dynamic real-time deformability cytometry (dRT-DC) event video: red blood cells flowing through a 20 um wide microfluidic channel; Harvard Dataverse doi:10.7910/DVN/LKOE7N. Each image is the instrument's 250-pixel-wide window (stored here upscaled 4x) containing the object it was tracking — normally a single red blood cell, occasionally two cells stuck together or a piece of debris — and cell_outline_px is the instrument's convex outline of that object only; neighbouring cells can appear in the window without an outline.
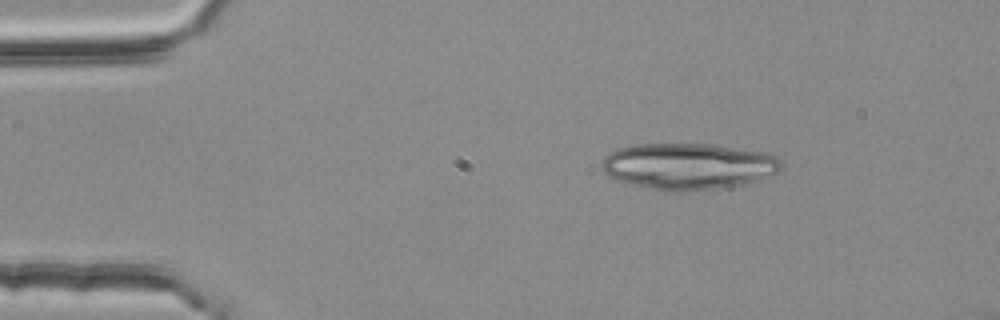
{"species": "common noctule bat (a hibernating species)", "species_latin": "Nyctalus noctula", "temperature_condition": "room temperature", "stored_images_in_passage": 2, "camera_frame_rate_fps": 3000, "um_per_image_px": 0.085, "animal": {"sex": "female", "body_mass_g": 25.1}, "frame": {"image": 1, "passage_image": 1, "time_ms": 0.0, "image_size_px": [1000, 320], "cell_outline_px": [[784, 168], [780, 172], [760, 180], [748, 184], [716, 188], [652, 188], [616, 180], [608, 176], [604, 172], [600, 164], [604, 156], [620, 148], [636, 144], [716, 144], [764, 152], [776, 156], [784, 164]], "centroid_in_image_um": [58.58, 14.08], "position_along_channel_um": 26.4, "area_um2": 47.86}}